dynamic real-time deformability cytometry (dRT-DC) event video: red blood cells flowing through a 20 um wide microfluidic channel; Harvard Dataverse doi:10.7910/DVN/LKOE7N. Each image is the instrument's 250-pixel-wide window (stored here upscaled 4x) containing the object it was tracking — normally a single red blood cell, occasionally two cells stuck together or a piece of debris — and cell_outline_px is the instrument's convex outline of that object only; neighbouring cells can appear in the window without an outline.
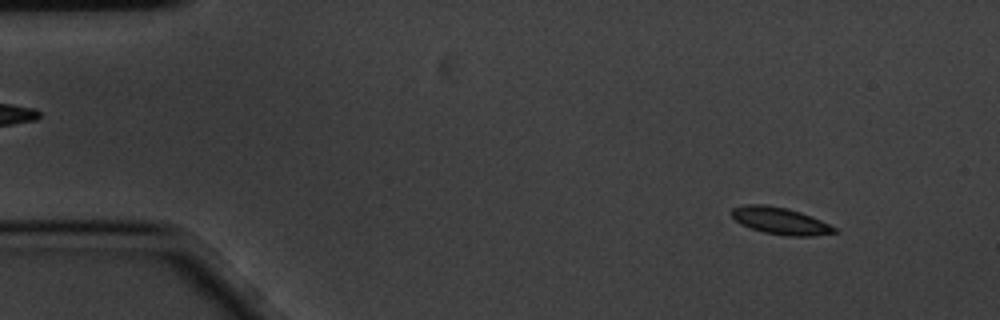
{"species": "common noctule bat (a hibernating species)", "species_latin": "Nyctalus noctula", "temperature_condition": "cold", "stored_images_in_passage": 4, "camera_frame_rate_fps": 3000, "um_per_image_px": 0.085, "animal": {"sex": "male", "body_mass_g": 20.1, "forearm_length_mm": 53.5}, "frame": {"image": 1, "passage_image": 1, "time_ms": 0.0, "image_size_px": [1000, 320], "cell_outline_px": [[840, 232], [812, 236], [788, 236], [764, 232], [740, 224], [732, 216], [732, 208], [744, 204], [764, 204], [788, 208], [812, 216], [836, 228]], "centroid_in_image_um": [66.34, 18.77], "position_along_channel_um": 18.7, "area_um2": 16.13}}
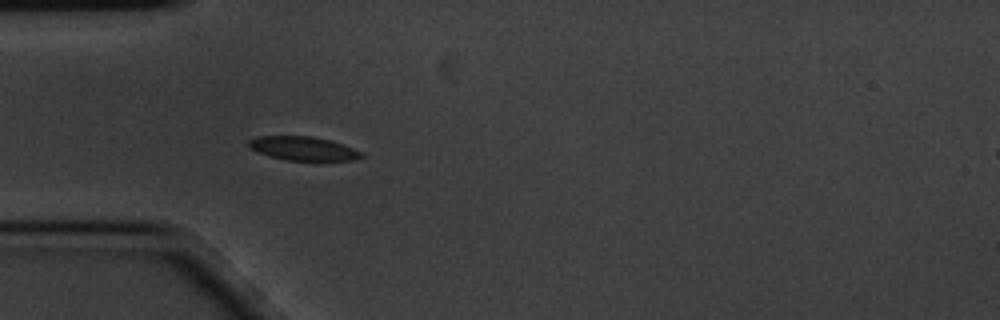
{"frame": {"image": 2, "passage_image": 4, "time_ms": 1.0, "image_size_px": [1000, 320], "cell_outline_px": [[364, 156], [356, 160], [284, 160], [268, 156], [252, 148], [248, 144], [248, 140], [256, 136], [312, 136], [332, 140], [352, 148], [360, 152]], "centroid_in_image_um": [25.76, 12.61], "position_along_channel_um": 59.2, "area_um2": 15.55}}